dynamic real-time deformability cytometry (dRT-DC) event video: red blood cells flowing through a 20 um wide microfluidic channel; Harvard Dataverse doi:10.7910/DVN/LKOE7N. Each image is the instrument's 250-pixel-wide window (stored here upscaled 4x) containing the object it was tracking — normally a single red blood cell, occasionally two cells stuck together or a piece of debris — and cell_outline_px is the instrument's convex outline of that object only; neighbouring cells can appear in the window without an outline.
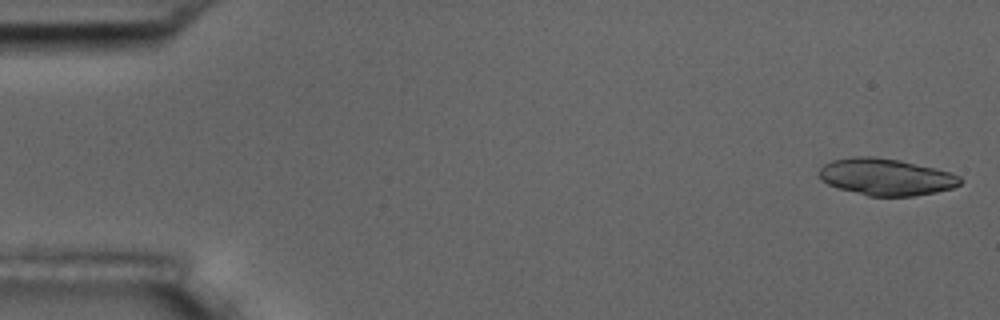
{"species": "common noctule bat (a hibernating species)", "species_latin": "Nyctalus noctula", "temperature_condition": "room temperature", "stored_images_in_passage": 5, "camera_frame_rate_fps": 3000, "um_per_image_px": 0.085, "animal": {"sex": "male", "body_mass_g": 17.5, "forearm_length_mm": 52.3}, "frame": {"image": 1, "passage_image": 1, "time_ms": 0.0, "image_size_px": [1000, 320], "cell_outline_px": [[964, 180], [960, 184], [952, 188], [936, 192], [916, 196], [868, 196], [840, 188], [828, 184], [820, 180], [820, 168], [824, 164], [832, 160], [852, 156], [876, 156], [900, 160], [948, 172], [960, 176]], "centroid_in_image_um": [75.3, 15.03], "position_along_channel_um": 9.7, "area_um2": 30.23}}
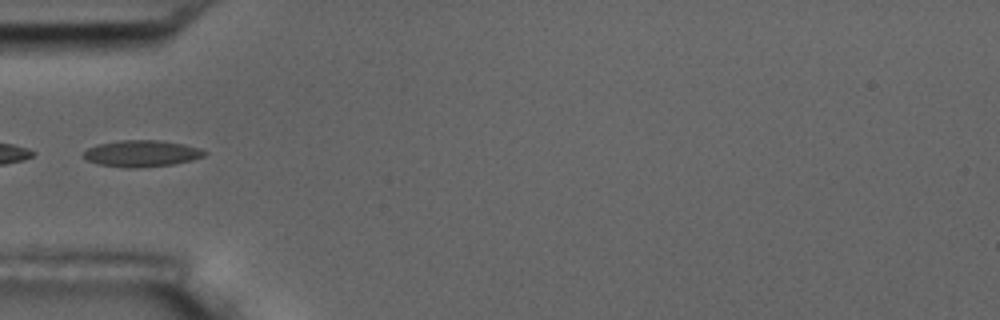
{"frame": {"image": 2, "passage_image": 5, "time_ms": 1.333, "image_size_px": [1000, 320], "cell_outline_px": [[208, 152], [204, 156], [192, 160], [172, 164], [136, 168], [124, 168], [100, 164], [88, 160], [84, 156], [84, 152], [88, 148], [96, 144], [120, 140], [160, 140], [184, 144], [200, 148]], "centroid_in_image_um": [12.06, 13.04], "position_along_channel_um": 72.9, "area_um2": 18.67}}